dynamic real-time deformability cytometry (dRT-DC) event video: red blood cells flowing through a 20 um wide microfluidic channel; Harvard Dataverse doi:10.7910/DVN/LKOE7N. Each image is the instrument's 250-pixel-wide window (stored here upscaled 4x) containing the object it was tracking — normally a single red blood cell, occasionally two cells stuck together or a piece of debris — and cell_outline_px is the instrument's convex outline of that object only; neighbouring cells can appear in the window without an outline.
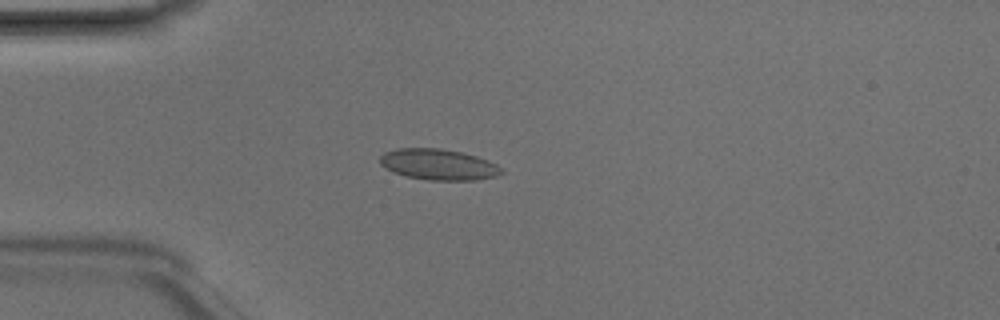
{"species": "Egyptian fruit bat (a non-hibernating species)", "species_latin": "Rousettus aegyptiacus", "temperature_condition": "room temperature", "stored_images_in_passage": 48, "camera_frame_rate_fps": 3000, "um_per_image_px": 0.085, "animal": {"sex": "male"}, "frame": {"image": 1, "passage_image": 13, "time_ms": 4.0, "image_size_px": [1000, 320], "cell_outline_px": [[504, 172], [496, 176], [476, 180], [428, 180], [408, 176], [392, 172], [384, 168], [380, 164], [380, 156], [384, 152], [396, 148], [440, 148], [460, 152], [476, 156], [488, 160], [496, 164]], "centroid_in_image_um": [37.24, 13.98], "position_along_channel_um": 47.8, "area_um2": 21.91}}
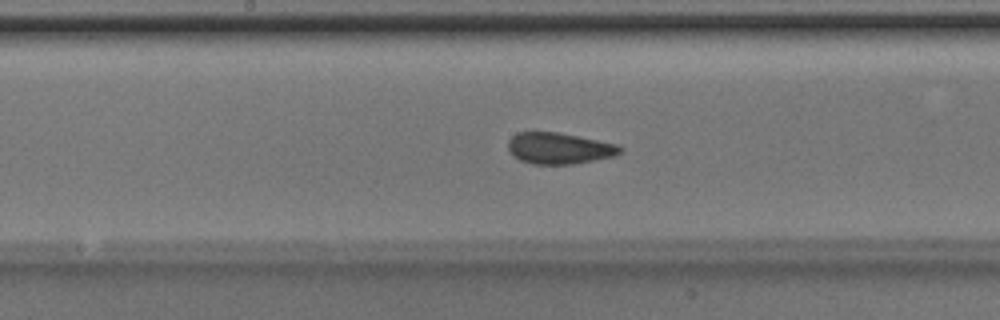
{"frame": {"image": 2, "passage_image": 25, "time_ms": 8.0, "image_size_px": [1000, 320], "cell_outline_px": [[624, 148], [620, 152], [612, 156], [572, 164], [532, 164], [520, 160], [512, 156], [508, 152], [508, 140], [512, 136], [520, 132], [560, 132], [620, 144]], "centroid_in_image_um": [47.52, 12.59], "position_along_channel_um": 200.7, "area_um2": 20.58}}
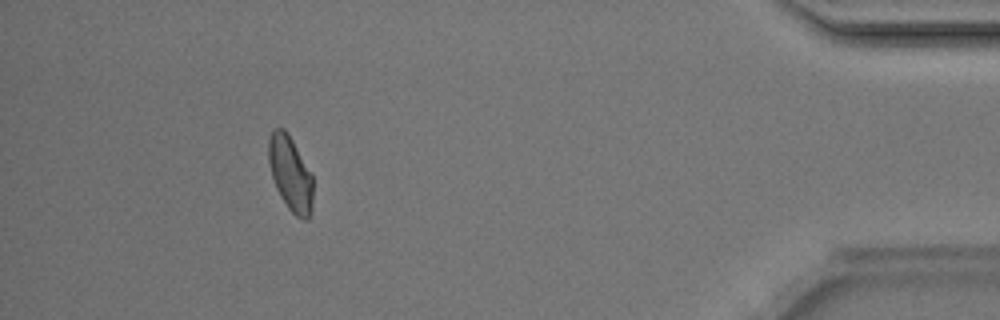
{"frame": {"image": 3, "passage_image": 44, "time_ms": 14.333, "image_size_px": [1000, 320], "cell_outline_px": [[312, 212], [308, 220], [304, 220], [296, 216], [288, 208], [280, 196], [276, 188], [272, 176], [268, 160], [268, 140], [272, 132], [276, 128], [284, 128], [288, 132], [312, 176]], "centroid_in_image_um": [24.68, 14.78], "position_along_channel_um": 410.5, "area_um2": 19.25}, "authors_computed_cell_mechanics": {"area_um2": 20.2878, "velocity_mm_per_s": 4.2105, "shape_relaxation_time_tau1_ms": 9.1793, "shape_relaxation_time_tau2_ms": 1.2831, "deformation_change_tau1": 0.1625, "deformation_change_tau2": 0.062}}